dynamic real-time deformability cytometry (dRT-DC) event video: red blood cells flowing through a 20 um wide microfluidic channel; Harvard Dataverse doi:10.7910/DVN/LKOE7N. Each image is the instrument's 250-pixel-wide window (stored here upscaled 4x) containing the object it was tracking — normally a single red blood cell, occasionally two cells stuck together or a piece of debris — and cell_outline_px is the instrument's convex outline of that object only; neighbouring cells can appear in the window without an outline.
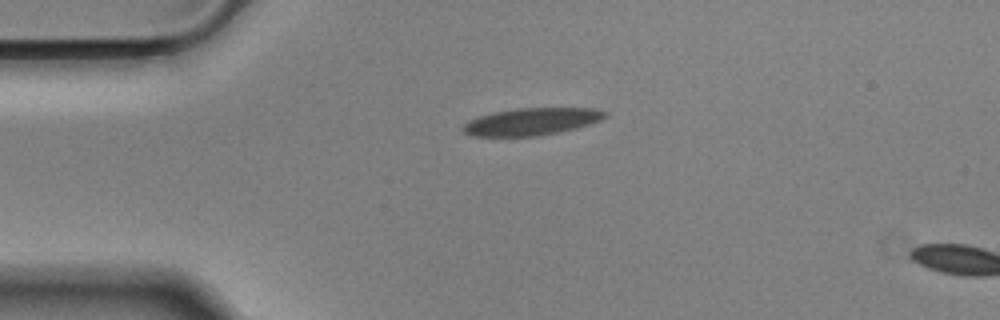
{"species": "Egyptian fruit bat (a non-hibernating species)", "species_latin": "Rousettus aegyptiacus", "temperature_condition": "cold", "stored_images_in_passage": 4, "camera_frame_rate_fps": 3000, "um_per_image_px": 0.085, "animal": {"sex": "male"}, "frame": {"image": 1, "passage_image": 1, "time_ms": 0.0, "image_size_px": [1000, 320], "cell_outline_px": [[608, 116], [600, 120], [576, 128], [556, 132], [532, 136], [472, 136], [464, 132], [460, 128], [468, 120], [476, 116], [492, 112], [516, 108], [592, 108], [608, 112]], "centroid_in_image_um": [45.13, 10.32], "position_along_channel_um": 39.9, "area_um2": 22.54}}